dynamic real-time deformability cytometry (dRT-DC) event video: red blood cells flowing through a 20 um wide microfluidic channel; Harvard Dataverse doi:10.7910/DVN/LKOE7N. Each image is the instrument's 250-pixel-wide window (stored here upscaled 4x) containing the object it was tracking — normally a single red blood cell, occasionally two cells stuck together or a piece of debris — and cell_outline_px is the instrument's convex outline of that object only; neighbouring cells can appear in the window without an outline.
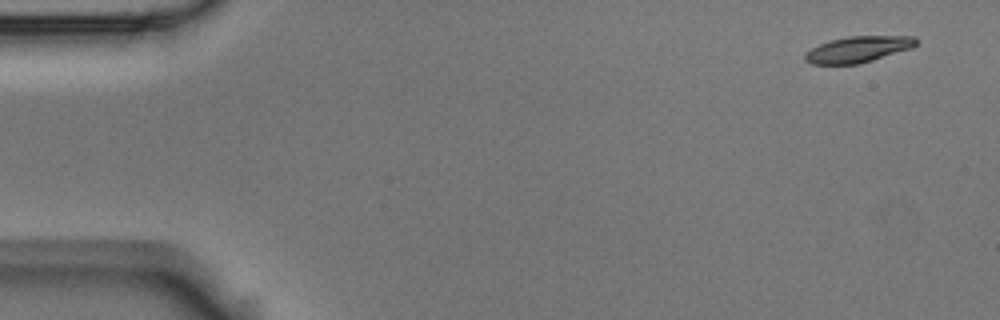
{"species": "Egyptian fruit bat (a non-hibernating species)", "species_latin": "Rousettus aegyptiacus", "temperature_condition": "room temperature", "stored_images_in_passage": 6, "segment_of_instrument_passage": [1, 2], "camera_frame_rate_fps": 3000, "um_per_image_px": 0.085, "animal": {"sex": "male"}, "frame": {"image": 1, "passage_image": 1, "time_ms": 0.0, "image_size_px": [1000, 320], "cell_outline_px": [[920, 40], [912, 48], [860, 64], [812, 64], [804, 60], [804, 56], [812, 48], [820, 44], [832, 40], [848, 36], [916, 36]], "centroid_in_image_um": [72.99, 4.19], "position_along_channel_um": 12.0, "area_um2": 16.88}}
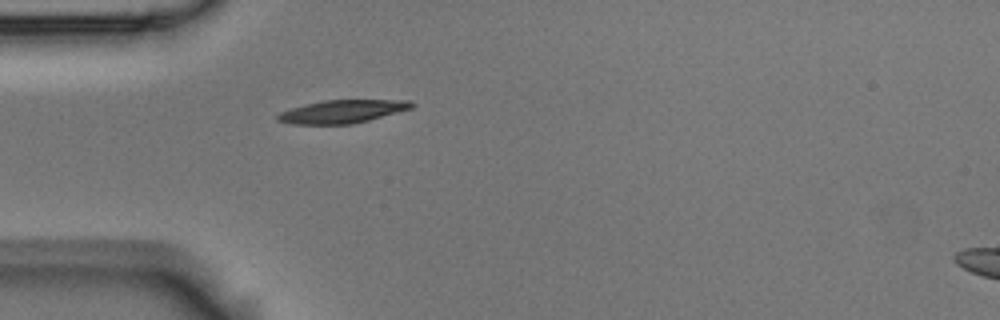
{"frame": {"image": 2, "passage_image": 5, "time_ms": 1.333, "image_size_px": [1000, 320], "cell_outline_px": [[416, 104], [412, 108], [368, 120], [352, 124], [292, 124], [276, 120], [276, 116], [280, 112], [304, 104], [324, 100], [412, 100]], "centroid_in_image_um": [29.09, 9.47], "position_along_channel_um": 55.9, "area_um2": 17.98}}